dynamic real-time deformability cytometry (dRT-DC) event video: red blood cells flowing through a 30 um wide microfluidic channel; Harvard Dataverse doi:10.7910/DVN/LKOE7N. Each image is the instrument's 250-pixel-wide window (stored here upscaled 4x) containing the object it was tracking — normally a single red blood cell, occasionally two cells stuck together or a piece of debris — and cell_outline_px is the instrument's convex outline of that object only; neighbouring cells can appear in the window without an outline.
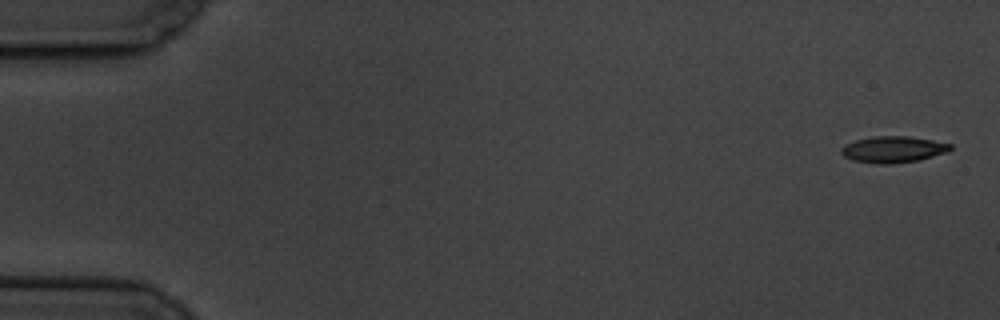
{"species": "common noctule bat (a hibernating species)", "species_latin": "Nyctalus noctula", "temperature_condition": "cold", "stored_images_in_passage": 9, "camera_frame_rate_fps": 3000, "um_per_image_px": 0.085, "animal": {"sex": "male", "body_mass_g": 19.5, "forearm_length_mm": 54.6}, "frame": {"image": 1, "passage_image": 1, "time_ms": 0.0, "image_size_px": [1000, 320], "cell_outline_px": [[952, 148], [948, 152], [916, 160], [888, 164], [880, 164], [852, 160], [844, 156], [840, 152], [840, 148], [844, 144], [856, 140], [876, 136], [908, 136], [932, 140], [952, 144]], "centroid_in_image_um": [75.89, 12.69], "position_along_channel_um": 9.1, "area_um2": 16.65}}
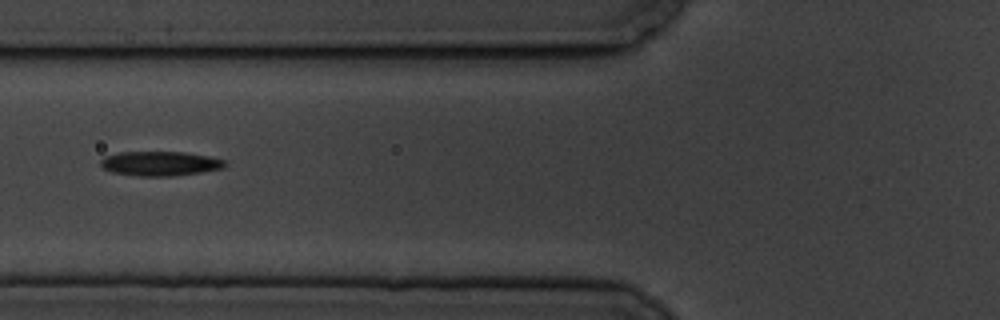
{"frame": {"image": 2, "passage_image": 7, "time_ms": 7.0, "image_size_px": [1000, 320], "cell_outline_px": [[228, 164], [220, 168], [200, 172], [172, 176], [140, 176], [112, 172], [104, 168], [100, 164], [100, 160], [104, 156], [120, 152], [184, 152], [212, 156], [228, 160]], "centroid_in_image_um": [13.64, 13.89], "position_along_channel_um": 112.2, "area_um2": 17.8}}
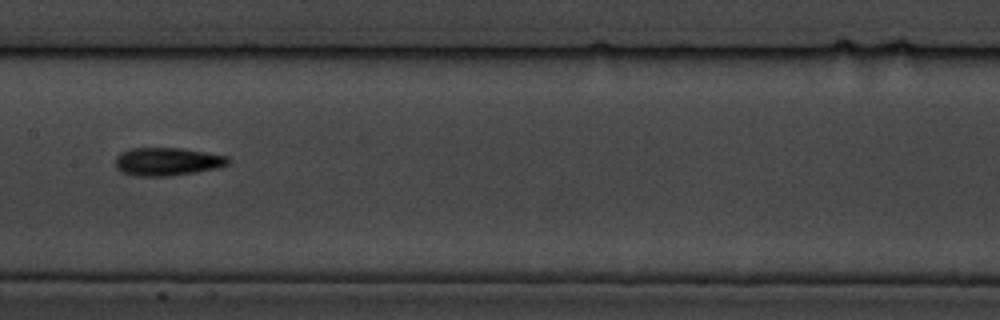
{"frame": {"image": 3, "passage_image": 9, "time_ms": 9.333, "image_size_px": [1000, 320], "cell_outline_px": [[232, 160], [228, 164], [216, 168], [168, 176], [136, 176], [124, 172], [116, 168], [116, 156], [120, 152], [132, 148], [180, 148], [228, 156]], "centroid_in_image_um": [14.21, 13.72], "position_along_channel_um": 193.2, "area_um2": 18.26}}